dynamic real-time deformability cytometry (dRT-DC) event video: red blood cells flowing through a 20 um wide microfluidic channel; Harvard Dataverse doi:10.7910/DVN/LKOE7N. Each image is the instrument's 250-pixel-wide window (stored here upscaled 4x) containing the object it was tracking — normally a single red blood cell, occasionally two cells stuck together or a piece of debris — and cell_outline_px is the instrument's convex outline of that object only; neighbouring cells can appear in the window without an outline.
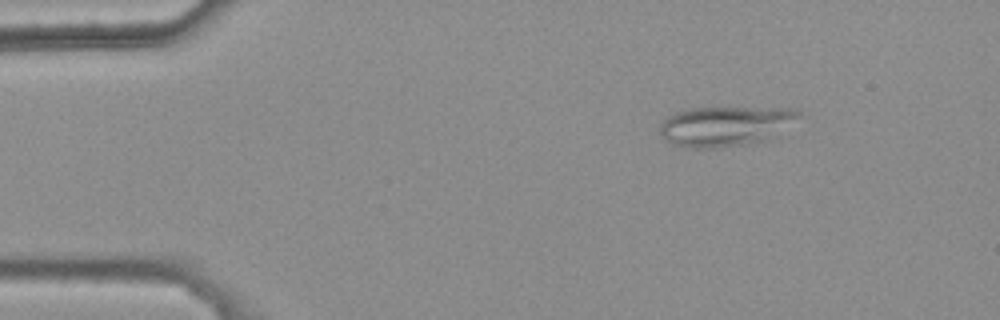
{"species": "common noctule bat (a hibernating species)", "species_latin": "Nyctalus noctula", "temperature_condition": "warm", "stored_images_in_passage": 43, "camera_frame_rate_fps": 3000, "um_per_image_px": 0.085, "animal": {"sex": "female", "body_mass_g": 25.1}, "frame": {"image": 1, "passage_image": 3, "time_ms": 0.667, "image_size_px": [1000, 320], "cell_outline_px": [[800, 116], [764, 140], [744, 144], [720, 148], [688, 148], [672, 144], [660, 136], [660, 124], [668, 116], [676, 112], [692, 108], [800, 108]], "centroid_in_image_um": [61.57, 10.71], "position_along_channel_um": 23.4, "area_um2": 31.85}}
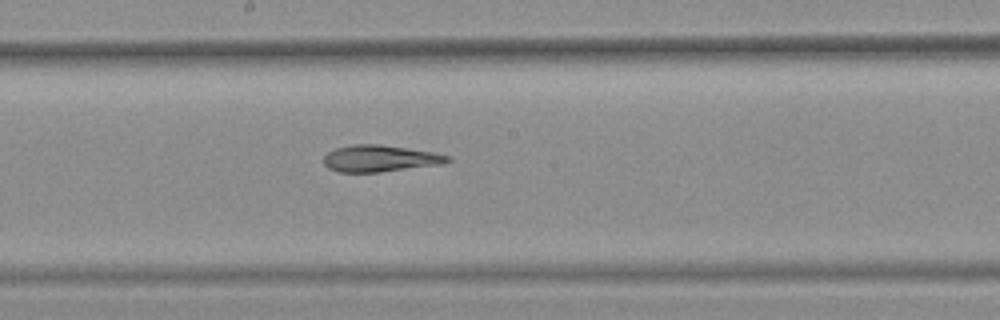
{"frame": {"image": 2, "passage_image": 24, "time_ms": 7.667, "image_size_px": [1000, 320], "cell_outline_px": [[452, 160], [444, 164], [380, 172], [336, 172], [328, 168], [324, 164], [324, 156], [328, 152], [336, 148], [352, 144], [380, 144], [436, 152], [452, 156]], "centroid_in_image_um": [32.34, 13.47], "position_along_channel_um": 215.9, "area_um2": 19.54}}
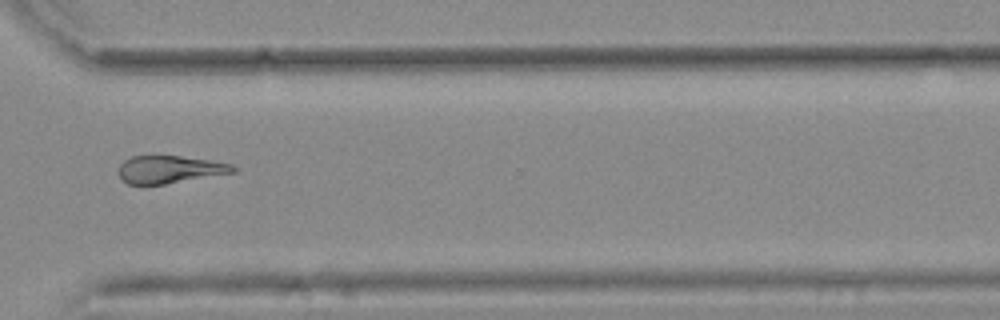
{"frame": {"image": 3, "passage_image": 35, "time_ms": 11.333, "image_size_px": [1000, 320], "cell_outline_px": [[236, 172], [164, 184], [128, 184], [120, 180], [116, 172], [120, 164], [124, 160], [132, 156], [180, 156], [212, 160], [232, 164], [236, 168]], "centroid_in_image_um": [14.38, 14.4], "position_along_channel_um": 356.2, "area_um2": 18.55}, "authors_computed_cell_mechanics": {"area_um2": 19.9988, "velocity_mm_per_s": 3.8194, "shape_relaxation_time_tau1_ms": null, "shape_relaxation_time_tau2_ms": 5.6215, "deformation_change_tau1": null, "deformation_change_tau2": 0.1552}}